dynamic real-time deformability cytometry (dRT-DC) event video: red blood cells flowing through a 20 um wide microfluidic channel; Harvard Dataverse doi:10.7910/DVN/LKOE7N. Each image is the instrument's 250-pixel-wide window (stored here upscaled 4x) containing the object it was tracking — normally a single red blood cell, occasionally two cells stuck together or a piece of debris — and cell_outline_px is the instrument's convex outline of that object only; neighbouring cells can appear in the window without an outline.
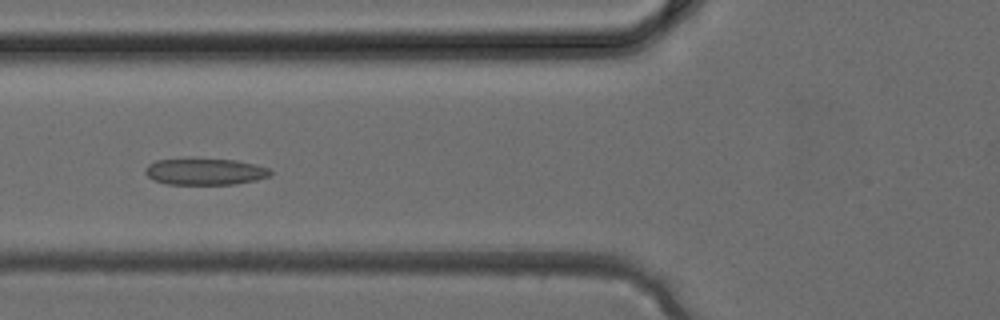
{"species": "common noctule bat (a hibernating species)", "species_latin": "Nyctalus noctula", "temperature_condition": "cold", "stored_images_in_passage": 29, "camera_frame_rate_fps": 3000, "um_per_image_px": 0.085, "animal": {"sex": "female", "body_mass_g": 24.6, "forearm_length_mm": 56.2}, "frame": {"image": 1, "passage_image": 6, "time_ms": 1.667, "image_size_px": [1000, 320], "cell_outline_px": [[272, 172], [268, 176], [256, 180], [236, 184], [168, 184], [152, 180], [144, 172], [144, 168], [148, 164], [156, 160], [236, 160], [256, 164], [268, 168]], "centroid_in_image_um": [17.41, 14.61], "position_along_channel_um": 108.4, "area_um2": 19.02}}
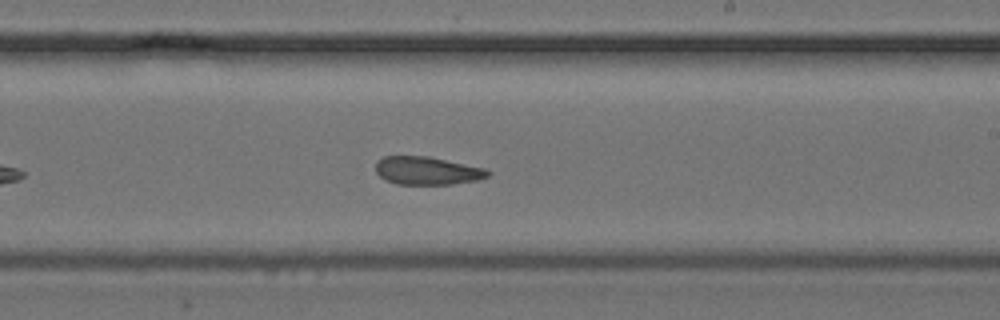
{"frame": {"image": 2, "passage_image": 14, "time_ms": 4.333, "image_size_px": [1000, 320], "cell_outline_px": [[492, 172], [488, 176], [476, 180], [452, 184], [396, 184], [380, 176], [376, 172], [376, 160], [384, 156], [428, 156], [484, 168]], "centroid_in_image_um": [36.29, 14.5], "position_along_channel_um": 252.7, "area_um2": 18.21}}
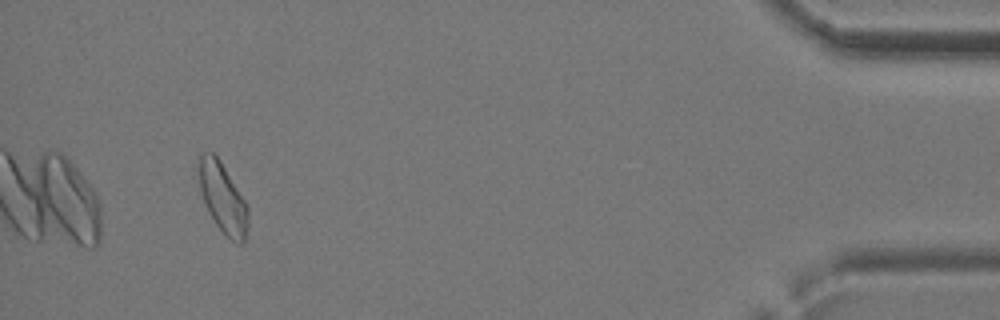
{"frame": {"image": 3, "passage_image": 27, "time_ms": 8.667, "image_size_px": [1000, 320], "cell_outline_px": [[248, 228], [244, 244], [236, 244], [216, 224], [208, 212], [204, 204], [200, 192], [200, 156], [204, 152], [212, 152], [220, 160], [248, 204]], "centroid_in_image_um": [18.98, 16.87], "position_along_channel_um": 416.2, "area_um2": 20.0}}